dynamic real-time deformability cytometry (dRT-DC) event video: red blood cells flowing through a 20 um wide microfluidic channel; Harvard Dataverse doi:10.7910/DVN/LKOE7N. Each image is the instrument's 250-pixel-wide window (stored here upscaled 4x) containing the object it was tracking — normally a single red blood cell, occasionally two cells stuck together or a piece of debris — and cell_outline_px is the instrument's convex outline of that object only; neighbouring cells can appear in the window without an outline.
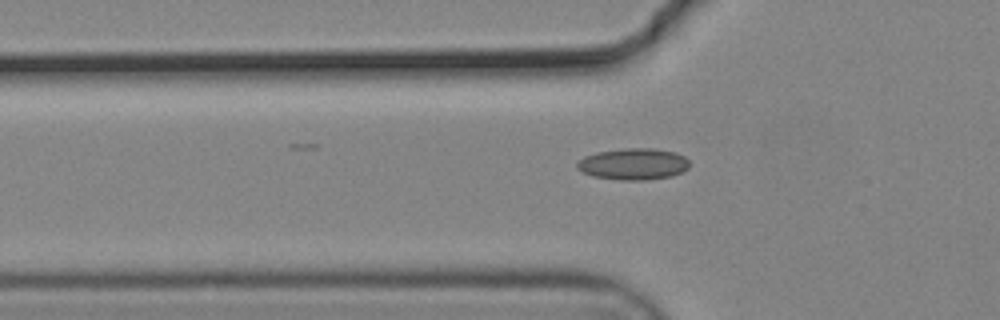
{"species": "common noctule bat (a hibernating species)", "species_latin": "Nyctalus noctula", "temperature_condition": "cold", "stored_images_in_passage": 36, "camera_frame_rate_fps": 3000, "um_per_image_px": 0.085, "animal": {"sex": "male", "body_mass_g": 19.2, "forearm_length_mm": 51.8}, "frame": {"image": 1, "passage_image": 3, "time_ms": 0.667, "image_size_px": [1000, 320], "cell_outline_px": [[688, 168], [672, 176], [644, 180], [620, 180], [592, 176], [576, 168], [576, 164], [584, 156], [596, 152], [624, 148], [652, 148], [676, 152], [684, 156], [688, 160]], "centroid_in_image_um": [53.82, 13.93], "position_along_channel_um": 72.0, "area_um2": 20.63}}
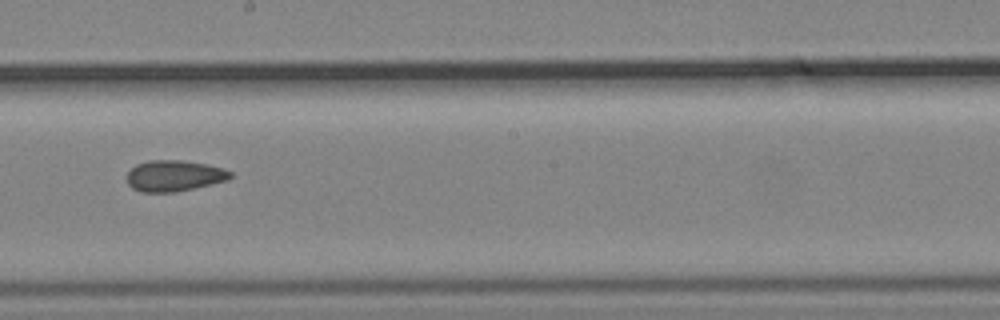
{"frame": {"image": 2, "passage_image": 16, "time_ms": 5.0, "image_size_px": [1000, 320], "cell_outline_px": [[232, 176], [228, 180], [176, 192], [140, 192], [132, 188], [128, 184], [128, 172], [136, 164], [148, 160], [184, 160], [208, 164], [224, 168], [232, 172]], "centroid_in_image_um": [14.82, 14.93], "position_along_channel_um": 233.4, "area_um2": 18.84}}
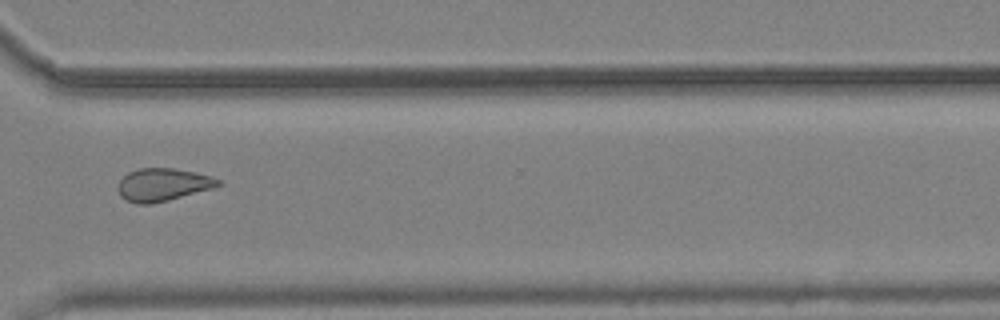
{"frame": {"image": 3, "passage_image": 26, "time_ms": 8.333, "image_size_px": [1000, 320], "cell_outline_px": [[220, 184], [212, 188], [168, 200], [148, 204], [136, 204], [120, 196], [116, 188], [120, 180], [128, 172], [140, 168], [172, 168], [196, 172], [212, 176], [220, 180]], "centroid_in_image_um": [13.81, 15.69], "position_along_channel_um": 356.8, "area_um2": 19.02}}